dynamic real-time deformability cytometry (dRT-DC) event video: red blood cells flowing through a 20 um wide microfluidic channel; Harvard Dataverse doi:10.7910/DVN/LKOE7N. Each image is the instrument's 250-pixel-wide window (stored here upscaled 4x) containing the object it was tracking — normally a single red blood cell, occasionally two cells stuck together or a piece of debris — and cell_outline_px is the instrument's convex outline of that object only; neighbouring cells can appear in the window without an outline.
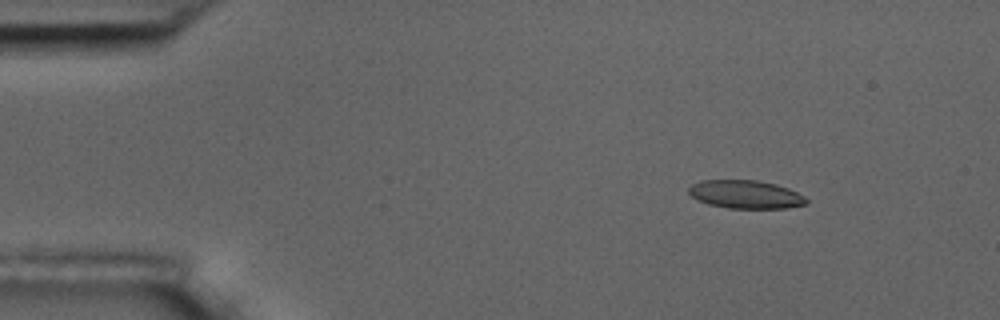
{"species": "common noctule bat (a hibernating species)", "species_latin": "Nyctalus noctula", "temperature_condition": "room temperature", "stored_images_in_passage": 8, "camera_frame_rate_fps": 3000, "um_per_image_px": 0.085, "animal": {"sex": "male", "body_mass_g": 17.5, "forearm_length_mm": 52.3}, "frame": {"image": 1, "passage_image": 3, "time_ms": 2.333, "image_size_px": [1000, 320], "cell_outline_px": [[808, 204], [784, 208], [728, 208], [708, 204], [696, 200], [688, 192], [688, 188], [692, 184], [700, 180], [756, 180], [776, 184], [788, 188], [804, 196], [808, 200]], "centroid_in_image_um": [63.36, 16.52], "position_along_channel_um": 21.6, "area_um2": 19.42}}
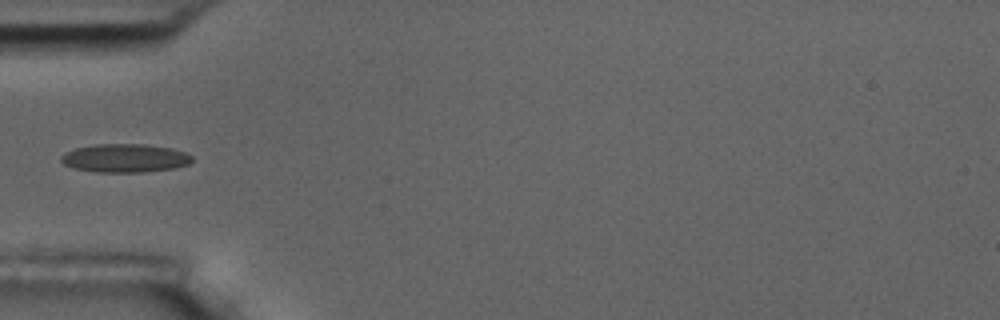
{"frame": {"image": 2, "passage_image": 6, "time_ms": 6.0, "image_size_px": [1000, 320], "cell_outline_px": [[192, 160], [188, 164], [176, 168], [144, 172], [96, 172], [72, 168], [64, 164], [60, 160], [60, 156], [64, 152], [76, 148], [92, 144], [144, 144], [172, 148], [184, 152], [192, 156]], "centroid_in_image_um": [10.59, 13.44], "position_along_channel_um": 74.4, "area_um2": 21.91}}